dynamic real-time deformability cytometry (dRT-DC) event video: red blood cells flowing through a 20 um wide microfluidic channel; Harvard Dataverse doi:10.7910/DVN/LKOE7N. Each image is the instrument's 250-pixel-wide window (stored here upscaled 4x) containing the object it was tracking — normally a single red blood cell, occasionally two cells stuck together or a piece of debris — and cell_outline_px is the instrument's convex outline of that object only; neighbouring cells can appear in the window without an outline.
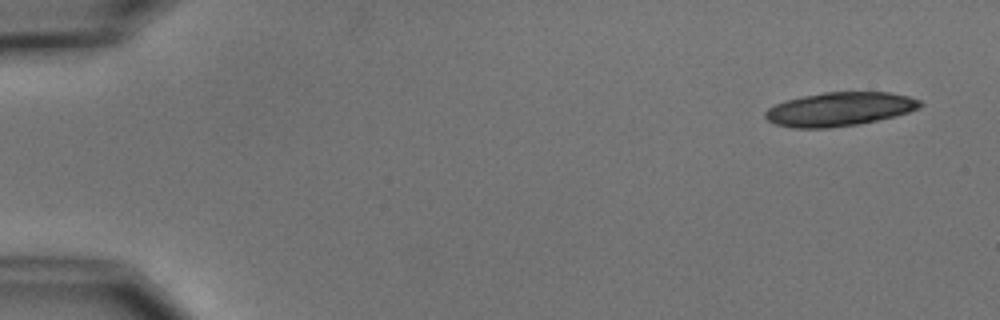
{"species": "common noctule bat (a hibernating species)", "species_latin": "Nyctalus noctula", "temperature_condition": "cold", "stored_images_in_passage": 8, "camera_frame_rate_fps": 3000, "um_per_image_px": 0.085, "animal": {"sex": "male", "body_mass_g": 15.6}, "frame": {"image": 1, "passage_image": 1, "time_ms": 0.0, "image_size_px": [1000, 320], "cell_outline_px": [[924, 104], [920, 108], [908, 112], [876, 120], [856, 124], [828, 128], [792, 128], [776, 124], [768, 120], [764, 116], [764, 112], [768, 108], [784, 100], [824, 92], [892, 92], [908, 96], [920, 100]], "centroid_in_image_um": [71.35, 9.27], "position_along_channel_um": 13.6, "area_um2": 30.4}}
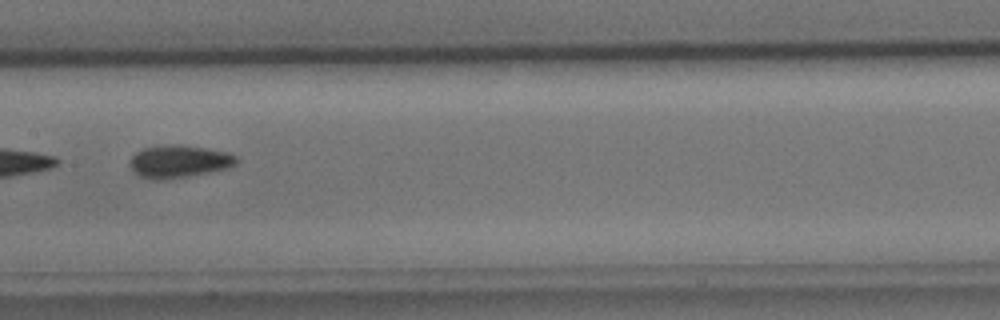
{"frame": {"image": 2, "passage_image": 8, "time_ms": 8.333, "image_size_px": [1000, 320], "cell_outline_px": [[240, 160], [236, 164], [228, 168], [188, 176], [160, 180], [156, 180], [140, 176], [128, 164], [132, 156], [136, 152], [144, 148], [164, 144], [184, 144], [228, 152], [236, 156]], "centroid_in_image_um": [15.23, 13.7], "position_along_channel_um": 192.2, "area_um2": 20.35}}